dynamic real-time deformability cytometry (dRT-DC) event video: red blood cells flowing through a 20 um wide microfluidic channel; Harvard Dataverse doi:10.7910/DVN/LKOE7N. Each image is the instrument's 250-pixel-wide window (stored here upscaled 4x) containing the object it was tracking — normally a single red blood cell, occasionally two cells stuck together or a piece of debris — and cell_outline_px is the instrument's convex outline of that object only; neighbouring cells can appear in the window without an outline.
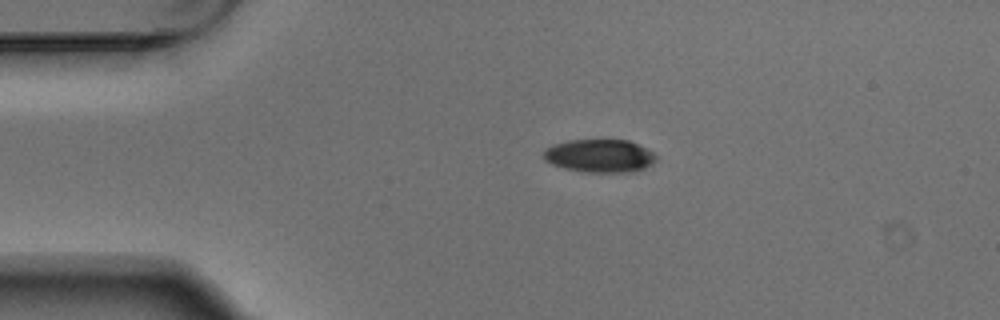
{"species": "Egyptian fruit bat (a non-hibernating species)", "species_latin": "Rousettus aegyptiacus", "temperature_condition": "warm", "stored_images_in_passage": 2, "camera_frame_rate_fps": 3000, "um_per_image_px": 0.085, "animal": {"sex": "male"}, "frame": {"image": 1, "passage_image": 1, "time_ms": 0.0, "image_size_px": [1000, 320], "cell_outline_px": [[656, 160], [652, 164], [644, 168], [628, 172], [584, 172], [564, 168], [552, 164], [544, 160], [544, 148], [552, 144], [568, 140], [628, 140], [652, 152], [656, 156]], "centroid_in_image_um": [50.92, 13.24], "position_along_channel_um": 34.1, "area_um2": 21.62}}